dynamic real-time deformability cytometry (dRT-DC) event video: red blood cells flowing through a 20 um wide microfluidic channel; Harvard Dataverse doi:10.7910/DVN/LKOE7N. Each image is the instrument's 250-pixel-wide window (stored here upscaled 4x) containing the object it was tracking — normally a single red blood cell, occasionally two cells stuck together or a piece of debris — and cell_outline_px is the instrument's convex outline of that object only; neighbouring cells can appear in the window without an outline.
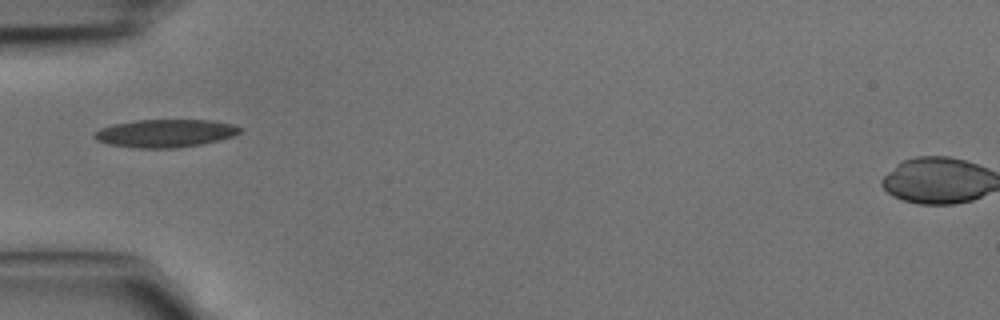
{"species": "common noctule bat (a hibernating species)", "species_latin": "Nyctalus noctula", "temperature_condition": "cold", "stored_images_in_passage": 5, "camera_frame_rate_fps": 3000, "um_per_image_px": 0.085, "animal": {"sex": "male", "body_mass_g": 15.6}, "frame": {"image": 1, "passage_image": 5, "time_ms": 1.333, "image_size_px": [1000, 320], "cell_outline_px": [[244, 128], [240, 132], [232, 136], [220, 140], [200, 144], [176, 148], [136, 148], [108, 144], [96, 140], [92, 136], [92, 132], [100, 128], [112, 124], [136, 120], [212, 120], [232, 124]], "centroid_in_image_um": [14.01, 11.32], "position_along_channel_um": 71.0, "area_um2": 23.87}}